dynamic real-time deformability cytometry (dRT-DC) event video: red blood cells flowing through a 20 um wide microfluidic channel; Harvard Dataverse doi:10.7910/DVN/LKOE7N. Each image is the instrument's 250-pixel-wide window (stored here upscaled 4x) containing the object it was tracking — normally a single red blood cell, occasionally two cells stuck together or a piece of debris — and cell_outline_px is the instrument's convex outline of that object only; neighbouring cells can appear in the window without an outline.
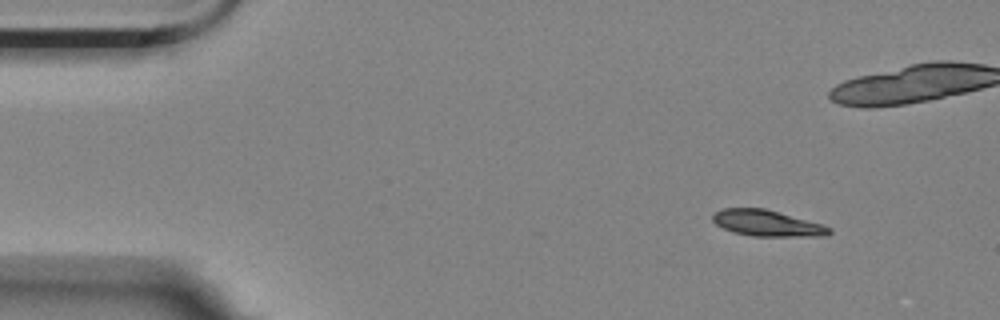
{"species": "Egyptian fruit bat (a non-hibernating species)", "species_latin": "Rousettus aegyptiacus", "temperature_condition": "room temperature", "stored_images_in_passage": 6, "camera_frame_rate_fps": 3000, "um_per_image_px": 0.085, "animal": {"sex": "female"}, "frame": {"image": 1, "passage_image": 2, "time_ms": 0.333, "image_size_px": [1000, 320], "cell_outline_px": [[832, 232], [824, 236], [752, 236], [736, 232], [724, 228], [716, 224], [712, 220], [712, 216], [716, 212], [724, 208], [764, 208], [820, 224], [832, 228]], "centroid_in_image_um": [65.19, 18.97], "position_along_channel_um": 19.8, "area_um2": 17.34}}